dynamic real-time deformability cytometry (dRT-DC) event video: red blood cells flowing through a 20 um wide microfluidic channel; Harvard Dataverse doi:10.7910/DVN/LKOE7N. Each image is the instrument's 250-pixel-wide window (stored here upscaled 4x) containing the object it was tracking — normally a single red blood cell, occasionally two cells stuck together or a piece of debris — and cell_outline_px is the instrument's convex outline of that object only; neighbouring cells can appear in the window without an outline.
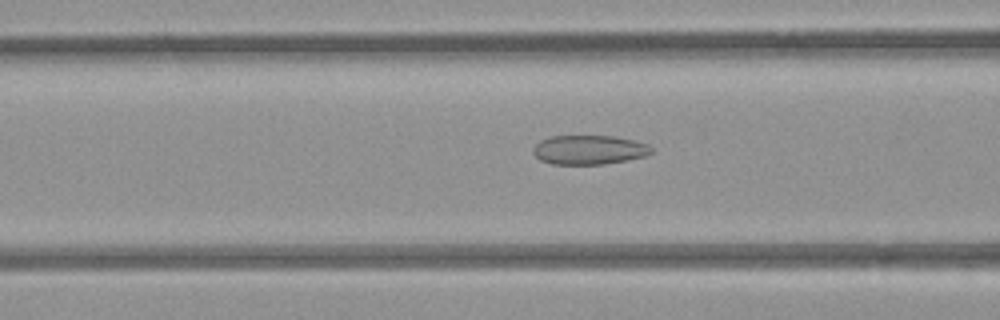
{"species": "common noctule bat (a hibernating species)", "species_latin": "Nyctalus noctula", "temperature_condition": "room temperature", "stored_images_in_passage": 22, "camera_frame_rate_fps": 3000, "um_per_image_px": 0.085, "animal": {"sex": "female", "body_mass_g": 21.9}, "frame": {"image": 1, "passage_image": 13, "time_ms": 4.0, "image_size_px": [1000, 320], "cell_outline_px": [[652, 152], [644, 156], [628, 160], [604, 164], [552, 164], [540, 160], [532, 152], [532, 148], [540, 140], [552, 136], [616, 136], [648, 144], [652, 148]], "centroid_in_image_um": [50.05, 12.73], "position_along_channel_um": 116.5, "area_um2": 20.17}}
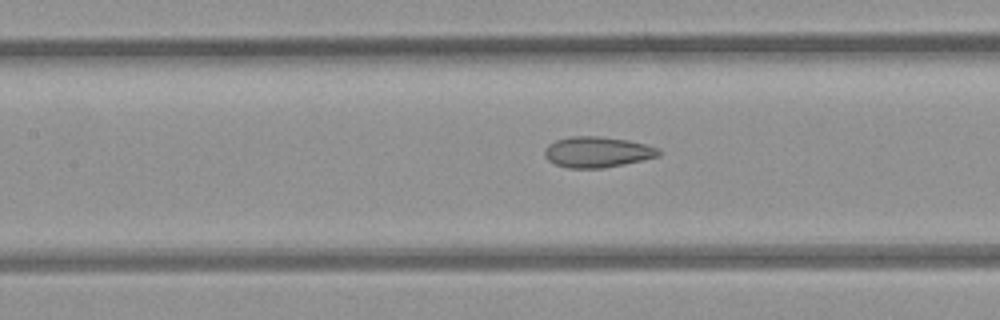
{"frame": {"image": 2, "passage_image": 16, "time_ms": 5.0, "image_size_px": [1000, 320], "cell_outline_px": [[660, 156], [624, 164], [604, 168], [568, 168], [556, 164], [548, 160], [544, 156], [544, 148], [548, 144], [556, 140], [572, 136], [600, 136], [628, 140], [660, 148]], "centroid_in_image_um": [50.76, 12.92], "position_along_channel_um": 156.6, "area_um2": 20.52}}
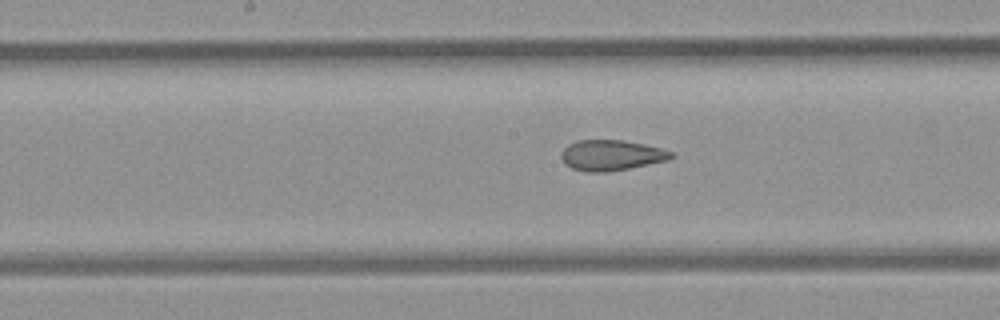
{"frame": {"image": 3, "passage_image": 19, "time_ms": 6.0, "image_size_px": [1000, 320], "cell_outline_px": [[672, 156], [668, 160], [628, 168], [604, 172], [588, 172], [572, 168], [564, 164], [560, 156], [560, 152], [568, 144], [576, 140], [624, 140], [644, 144], [660, 148], [672, 152]], "centroid_in_image_um": [51.9, 13.19], "position_along_channel_um": 196.3, "area_um2": 19.48}}